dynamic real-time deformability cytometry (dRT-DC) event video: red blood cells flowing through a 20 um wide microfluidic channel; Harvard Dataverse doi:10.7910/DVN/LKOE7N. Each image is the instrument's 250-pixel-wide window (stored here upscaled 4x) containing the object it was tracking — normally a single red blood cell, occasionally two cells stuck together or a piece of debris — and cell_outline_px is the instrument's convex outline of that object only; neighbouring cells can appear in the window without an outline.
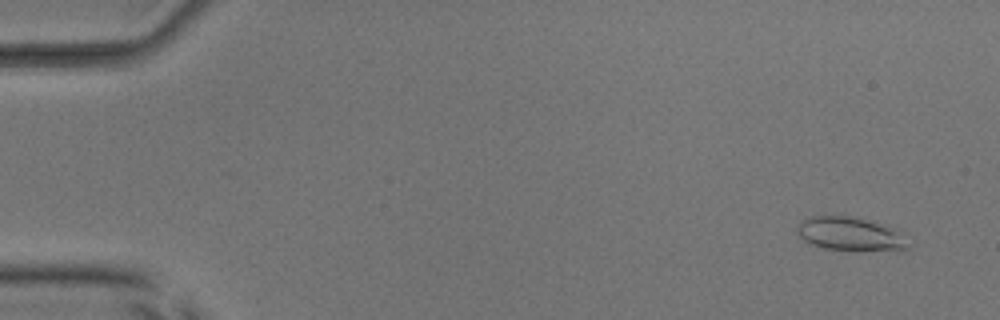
{"species": "common noctule bat (a hibernating species)", "species_latin": "Nyctalus noctula", "temperature_condition": "room temperature", "stored_images_in_passage": 54, "camera_frame_rate_fps": 3000, "um_per_image_px": 0.085, "animal": {"sex": "male", "body_mass_g": 17.9, "forearm_length_mm": 54.2}, "frame": {"image": 1, "passage_image": 4, "time_ms": 1.0, "image_size_px": [1000, 320], "cell_outline_px": [[912, 248], [824, 248], [812, 244], [804, 240], [796, 232], [796, 228], [800, 220], [808, 216], [848, 216], [888, 224], [900, 228], [904, 232]], "centroid_in_image_um": [72.29, 19.82], "position_along_channel_um": 12.7, "area_um2": 21.44}}
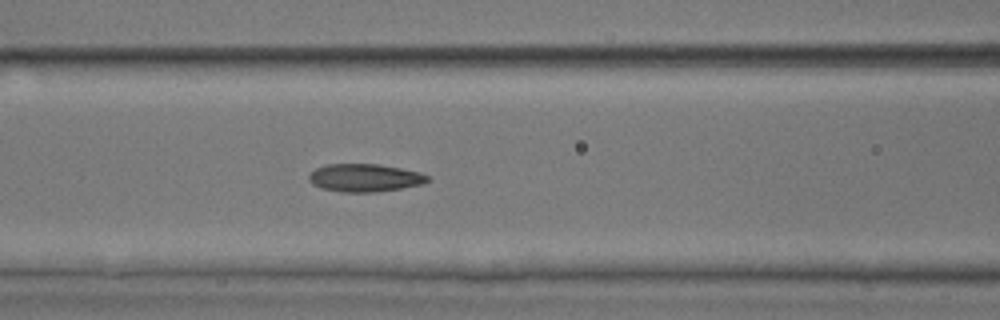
{"frame": {"image": 2, "passage_image": 24, "time_ms": 7.667, "image_size_px": [1000, 320], "cell_outline_px": [[428, 180], [424, 184], [400, 188], [372, 192], [344, 192], [320, 188], [312, 184], [308, 180], [308, 176], [316, 168], [328, 164], [380, 164], [420, 172], [428, 176]], "centroid_in_image_um": [30.98, 15.11], "position_along_channel_um": 135.6, "area_um2": 19.19}}
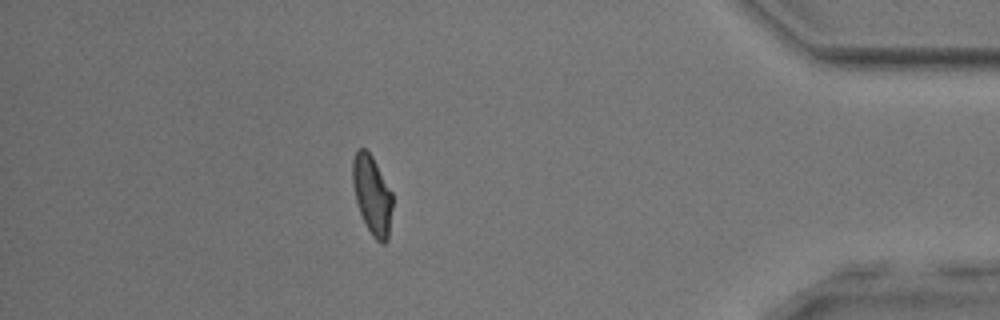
{"frame": {"image": 3, "passage_image": 48, "time_ms": 15.667, "image_size_px": [1000, 320], "cell_outline_px": [[392, 208], [388, 240], [384, 244], [380, 244], [372, 236], [360, 212], [356, 200], [352, 184], [352, 160], [356, 148], [364, 148], [372, 156], [392, 192]], "centroid_in_image_um": [31.62, 16.57], "position_along_channel_um": 403.6, "area_um2": 18.38}, "authors_computed_cell_mechanics": {"area_um2": 19.1029, "velocity_mm_per_s": 3.8722, "shape_relaxation_time_tau1_ms": 4.7073, "shape_relaxation_time_tau2_ms": 1.803, "deformation_change_tau1": 0.1358, "deformation_change_tau2": 0.0869}}